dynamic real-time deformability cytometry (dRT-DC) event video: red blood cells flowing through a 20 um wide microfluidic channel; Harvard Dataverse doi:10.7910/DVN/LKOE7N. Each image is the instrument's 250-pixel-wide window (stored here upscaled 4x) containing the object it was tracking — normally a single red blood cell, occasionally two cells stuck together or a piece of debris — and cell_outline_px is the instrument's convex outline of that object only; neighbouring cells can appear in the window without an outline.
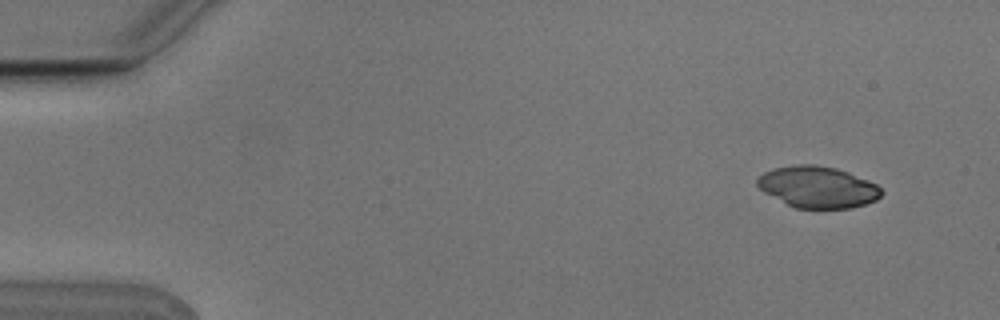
{"species": "Egyptian fruit bat (a non-hibernating species)", "species_latin": "Rousettus aegyptiacus", "temperature_condition": "cold", "stored_images_in_passage": 4, "camera_frame_rate_fps": 3000, "um_per_image_px": 0.085, "animal": {"sex": "male"}, "frame": {"image": 1, "passage_image": 1, "time_ms": 0.0, "image_size_px": [1000, 320], "cell_outline_px": [[884, 192], [876, 200], [864, 204], [848, 208], [796, 208], [764, 192], [756, 184], [756, 180], [764, 172], [776, 168], [796, 164], [816, 164], [836, 168], [848, 172], [868, 180], [876, 184]], "centroid_in_image_um": [69.52, 15.89], "position_along_channel_um": 15.5, "area_um2": 29.77}}